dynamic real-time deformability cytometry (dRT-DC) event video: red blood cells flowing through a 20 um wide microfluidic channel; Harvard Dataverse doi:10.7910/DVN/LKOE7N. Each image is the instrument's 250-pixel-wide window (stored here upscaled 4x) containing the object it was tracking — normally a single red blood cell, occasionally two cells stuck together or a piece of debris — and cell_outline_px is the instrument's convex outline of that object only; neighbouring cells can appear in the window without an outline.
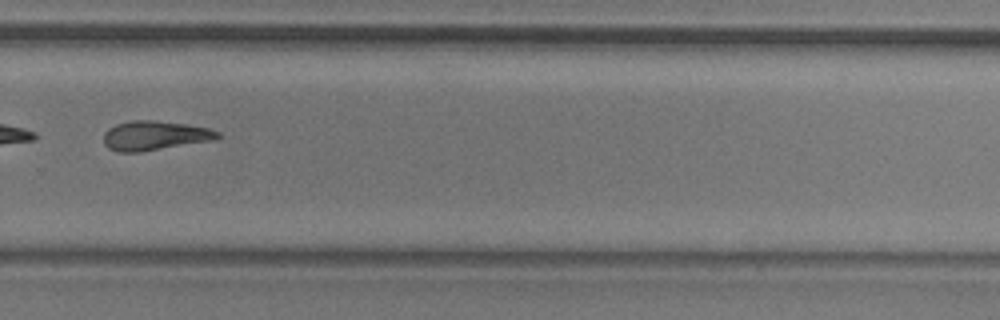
{"species": "common noctule bat (a hibernating species)", "species_latin": "Nyctalus noctula", "temperature_condition": "room temperature", "stored_images_in_passage": 35, "camera_frame_rate_fps": 3000, "um_per_image_px": 0.085, "animal": {"sex": "male", "body_mass_g": 20.5, "forearm_length_mm": 52.5}, "frame": {"image": 1, "passage_image": 25, "time_ms": 8.0, "image_size_px": [1000, 320], "cell_outline_px": [[220, 136], [212, 140], [140, 152], [120, 152], [108, 148], [104, 144], [104, 132], [108, 128], [116, 124], [132, 120], [152, 120], [184, 124], [208, 128], [220, 132]], "centroid_in_image_um": [13.11, 11.52], "position_along_channel_um": 316.7, "area_um2": 19.31}}